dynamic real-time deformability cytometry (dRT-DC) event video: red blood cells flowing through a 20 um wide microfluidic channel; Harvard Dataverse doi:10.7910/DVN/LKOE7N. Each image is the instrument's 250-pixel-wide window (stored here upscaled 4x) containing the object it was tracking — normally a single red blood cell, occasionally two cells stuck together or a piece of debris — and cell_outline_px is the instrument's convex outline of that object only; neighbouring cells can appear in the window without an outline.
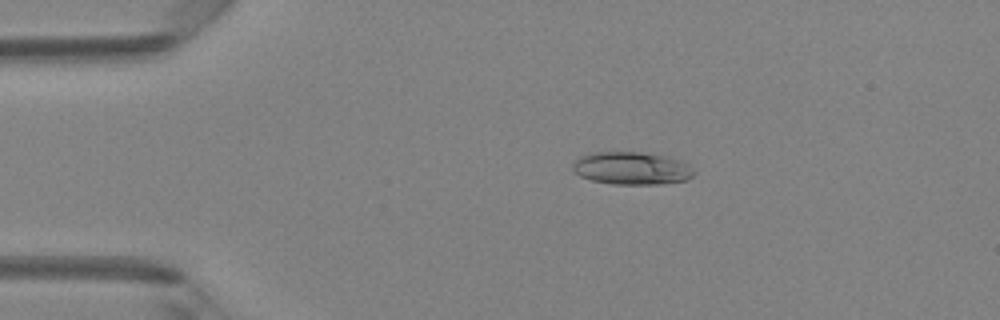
{"species": "Egyptian fruit bat (a non-hibernating species)", "species_latin": "Rousettus aegyptiacus", "temperature_condition": "room temperature", "stored_images_in_passage": 48, "camera_frame_rate_fps": 3000, "um_per_image_px": 0.085, "animal": {"sex": "female"}, "frame": {"image": 1, "passage_image": 9, "time_ms": 2.667, "image_size_px": [1000, 320], "cell_outline_px": [[696, 172], [688, 180], [656, 184], [612, 184], [592, 180], [580, 176], [572, 168], [572, 164], [580, 156], [592, 152], [640, 152], [668, 156], [680, 160], [688, 164]], "centroid_in_image_um": [53.71, 14.3], "position_along_channel_um": 31.3, "area_um2": 23.18}}
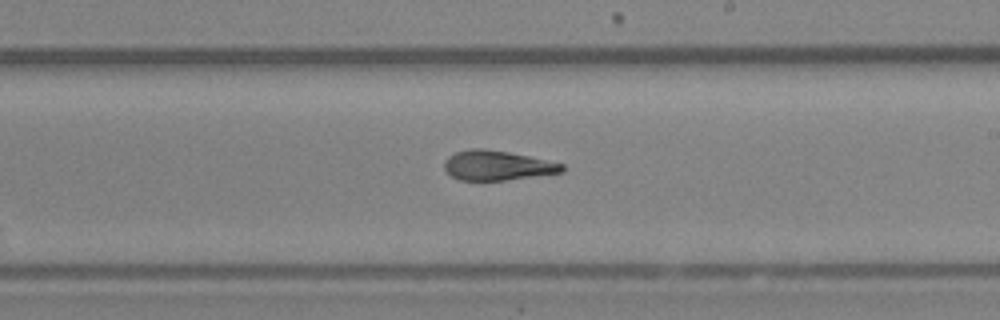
{"frame": {"image": 2, "passage_image": 28, "time_ms": 9.0, "image_size_px": [1000, 320], "cell_outline_px": [[564, 172], [504, 180], [460, 180], [452, 176], [444, 168], [444, 160], [448, 156], [456, 152], [472, 148], [484, 148], [508, 152], [528, 156], [564, 164]], "centroid_in_image_um": [42.24, 14.06], "position_along_channel_um": 246.8, "area_um2": 20.23}}
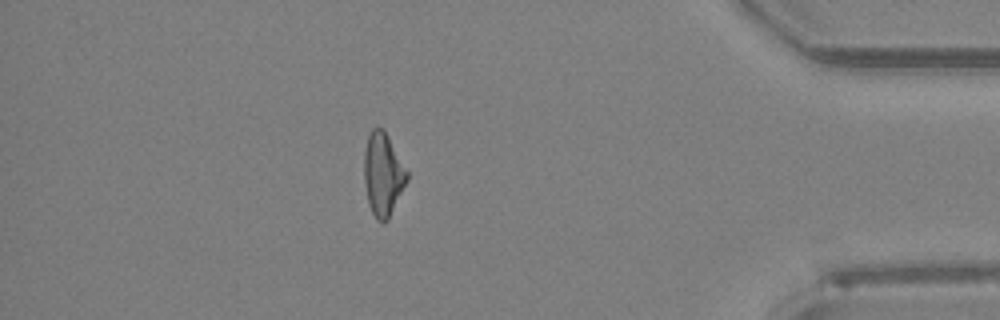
{"frame": {"image": 3, "passage_image": 42, "time_ms": 13.667, "image_size_px": [1000, 320], "cell_outline_px": [[408, 180], [388, 220], [384, 224], [376, 220], [368, 204], [364, 180], [364, 152], [368, 136], [372, 128], [384, 128], [408, 172]], "centroid_in_image_um": [32.55, 14.84], "position_along_channel_um": 402.6, "area_um2": 20.87}, "authors_computed_cell_mechanics": {"area_um2": 21.5305, "velocity_mm_per_s": 4.193, "shape_relaxation_time_tau1_ms": 4.1514, "shape_relaxation_time_tau2_ms": 2.412, "deformation_change_tau1": 0.1711, "deformation_change_tau2": 0.0989}}